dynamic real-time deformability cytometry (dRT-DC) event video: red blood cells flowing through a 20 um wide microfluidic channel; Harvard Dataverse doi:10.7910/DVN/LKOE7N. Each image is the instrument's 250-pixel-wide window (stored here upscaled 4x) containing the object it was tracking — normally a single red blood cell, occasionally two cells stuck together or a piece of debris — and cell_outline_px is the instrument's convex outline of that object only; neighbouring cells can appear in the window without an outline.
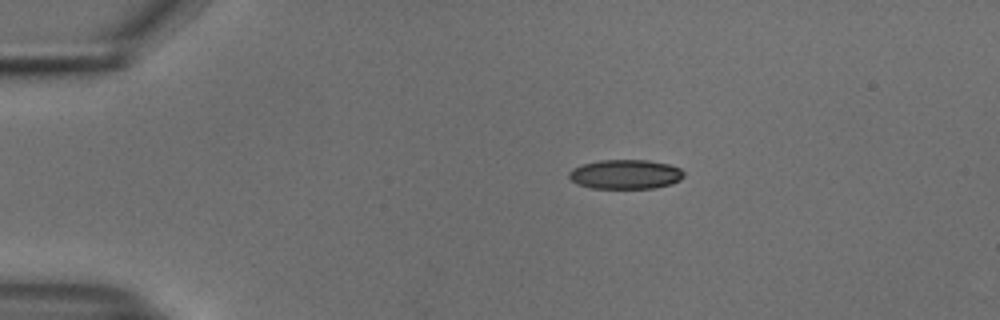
{"species": "common noctule bat (a hibernating species)", "species_latin": "Nyctalus noctula", "temperature_condition": "cold", "stored_images_in_passage": 44, "camera_frame_rate_fps": 3000, "um_per_image_px": 0.085, "animal": {"sex": "male", "body_mass_g": 18.8}, "frame": {"image": 1, "passage_image": 1, "time_ms": 0.0, "image_size_px": [1000, 320], "cell_outline_px": [[684, 176], [680, 180], [672, 184], [656, 188], [592, 188], [576, 184], [568, 176], [568, 172], [572, 168], [584, 164], [600, 160], [648, 160], [668, 164], [680, 168], [684, 172]], "centroid_in_image_um": [53.17, 14.82], "position_along_channel_um": 31.8, "area_um2": 19.77}}
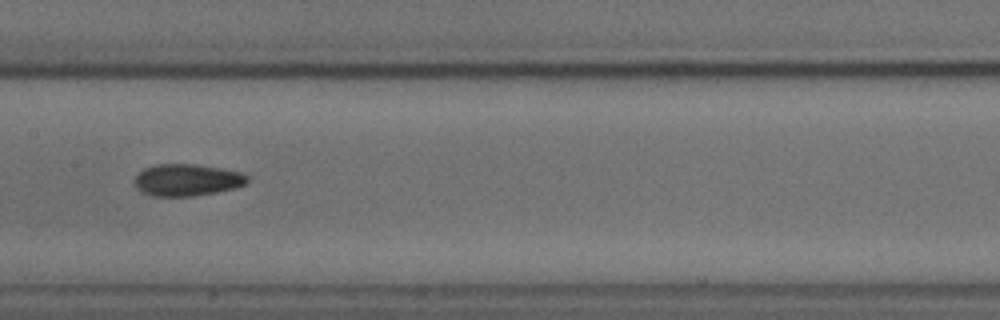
{"frame": {"image": 2, "passage_image": 18, "time_ms": 5.667, "image_size_px": [1000, 320], "cell_outline_px": [[248, 180], [244, 184], [236, 188], [196, 196], [148, 196], [140, 192], [136, 188], [132, 180], [144, 168], [156, 164], [196, 164], [224, 168], [244, 172], [248, 176]], "centroid_in_image_um": [15.88, 15.3], "position_along_channel_um": 191.5, "area_um2": 21.44}}
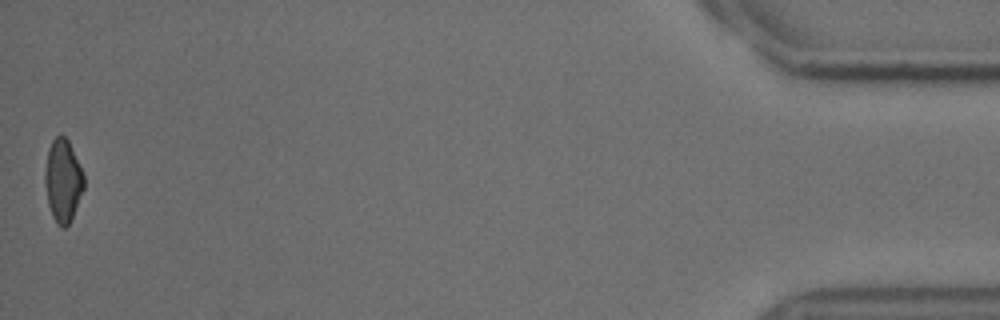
{"frame": {"image": 3, "passage_image": 44, "time_ms": 14.333, "image_size_px": [1000, 320], "cell_outline_px": [[84, 188], [72, 216], [68, 224], [64, 228], [60, 228], [56, 224], [52, 216], [48, 204], [44, 184], [44, 172], [48, 148], [52, 140], [56, 136], [64, 136], [68, 140], [84, 176]], "centroid_in_image_um": [5.32, 15.37], "position_along_channel_um": 429.9, "area_um2": 18.67}, "authors_computed_cell_mechanics": {"area_um2": 20.3456, "velocity_mm_per_s": 3.7578, "shape_relaxation_time_tau1_ms": 9.6167, "shape_relaxation_time_tau2_ms": 4.0198, "deformation_change_tau1": 0.1796, "deformation_change_tau2": 0.0958}}